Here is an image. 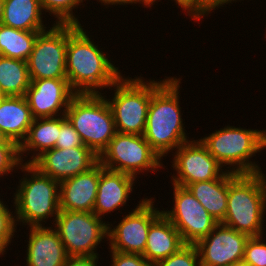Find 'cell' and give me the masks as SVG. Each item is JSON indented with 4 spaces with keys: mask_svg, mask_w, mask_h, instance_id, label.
Returning <instances> with one entry per match:
<instances>
[{
    "mask_svg": "<svg viewBox=\"0 0 266 266\" xmlns=\"http://www.w3.org/2000/svg\"><path fill=\"white\" fill-rule=\"evenodd\" d=\"M144 4L146 7H149L150 5H152L154 2H156V0H137V3Z\"/></svg>",
    "mask_w": 266,
    "mask_h": 266,
    "instance_id": "cell-39",
    "label": "cell"
},
{
    "mask_svg": "<svg viewBox=\"0 0 266 266\" xmlns=\"http://www.w3.org/2000/svg\"><path fill=\"white\" fill-rule=\"evenodd\" d=\"M30 82L27 61L0 55V93L3 96H25Z\"/></svg>",
    "mask_w": 266,
    "mask_h": 266,
    "instance_id": "cell-25",
    "label": "cell"
},
{
    "mask_svg": "<svg viewBox=\"0 0 266 266\" xmlns=\"http://www.w3.org/2000/svg\"><path fill=\"white\" fill-rule=\"evenodd\" d=\"M199 258L196 245L186 244L178 252L154 263L153 266H201Z\"/></svg>",
    "mask_w": 266,
    "mask_h": 266,
    "instance_id": "cell-28",
    "label": "cell"
},
{
    "mask_svg": "<svg viewBox=\"0 0 266 266\" xmlns=\"http://www.w3.org/2000/svg\"><path fill=\"white\" fill-rule=\"evenodd\" d=\"M111 266H153L142 254L122 253L111 250Z\"/></svg>",
    "mask_w": 266,
    "mask_h": 266,
    "instance_id": "cell-33",
    "label": "cell"
},
{
    "mask_svg": "<svg viewBox=\"0 0 266 266\" xmlns=\"http://www.w3.org/2000/svg\"><path fill=\"white\" fill-rule=\"evenodd\" d=\"M231 266H252V265L245 262L244 260H241V261H238V262L232 264Z\"/></svg>",
    "mask_w": 266,
    "mask_h": 266,
    "instance_id": "cell-41",
    "label": "cell"
},
{
    "mask_svg": "<svg viewBox=\"0 0 266 266\" xmlns=\"http://www.w3.org/2000/svg\"><path fill=\"white\" fill-rule=\"evenodd\" d=\"M160 156L143 135L116 132L108 147L99 156L104 168L137 177L144 171L163 167Z\"/></svg>",
    "mask_w": 266,
    "mask_h": 266,
    "instance_id": "cell-9",
    "label": "cell"
},
{
    "mask_svg": "<svg viewBox=\"0 0 266 266\" xmlns=\"http://www.w3.org/2000/svg\"><path fill=\"white\" fill-rule=\"evenodd\" d=\"M165 81H144L122 76L112 85L114 97L107 102L113 114L117 132L143 135L152 93ZM111 100V101H109Z\"/></svg>",
    "mask_w": 266,
    "mask_h": 266,
    "instance_id": "cell-7",
    "label": "cell"
},
{
    "mask_svg": "<svg viewBox=\"0 0 266 266\" xmlns=\"http://www.w3.org/2000/svg\"><path fill=\"white\" fill-rule=\"evenodd\" d=\"M180 83V78H165L151 95L143 136L160 158L189 141L179 106Z\"/></svg>",
    "mask_w": 266,
    "mask_h": 266,
    "instance_id": "cell-2",
    "label": "cell"
},
{
    "mask_svg": "<svg viewBox=\"0 0 266 266\" xmlns=\"http://www.w3.org/2000/svg\"><path fill=\"white\" fill-rule=\"evenodd\" d=\"M22 166V167H21ZM32 175L20 180L14 193L16 221L31 226H42L47 218L59 215L60 183L42 173L32 163L20 164L19 168Z\"/></svg>",
    "mask_w": 266,
    "mask_h": 266,
    "instance_id": "cell-5",
    "label": "cell"
},
{
    "mask_svg": "<svg viewBox=\"0 0 266 266\" xmlns=\"http://www.w3.org/2000/svg\"><path fill=\"white\" fill-rule=\"evenodd\" d=\"M100 173L101 163L98 161L88 171L61 181L60 210L93 212Z\"/></svg>",
    "mask_w": 266,
    "mask_h": 266,
    "instance_id": "cell-17",
    "label": "cell"
},
{
    "mask_svg": "<svg viewBox=\"0 0 266 266\" xmlns=\"http://www.w3.org/2000/svg\"><path fill=\"white\" fill-rule=\"evenodd\" d=\"M174 207L162 211L179 231L185 244L196 245L205 238L219 222L213 218L201 203L186 188L173 184Z\"/></svg>",
    "mask_w": 266,
    "mask_h": 266,
    "instance_id": "cell-11",
    "label": "cell"
},
{
    "mask_svg": "<svg viewBox=\"0 0 266 266\" xmlns=\"http://www.w3.org/2000/svg\"><path fill=\"white\" fill-rule=\"evenodd\" d=\"M68 24L54 23L38 34L27 60L30 79L66 77Z\"/></svg>",
    "mask_w": 266,
    "mask_h": 266,
    "instance_id": "cell-10",
    "label": "cell"
},
{
    "mask_svg": "<svg viewBox=\"0 0 266 266\" xmlns=\"http://www.w3.org/2000/svg\"><path fill=\"white\" fill-rule=\"evenodd\" d=\"M40 32L42 31H24L0 24V55L27 61Z\"/></svg>",
    "mask_w": 266,
    "mask_h": 266,
    "instance_id": "cell-26",
    "label": "cell"
},
{
    "mask_svg": "<svg viewBox=\"0 0 266 266\" xmlns=\"http://www.w3.org/2000/svg\"><path fill=\"white\" fill-rule=\"evenodd\" d=\"M185 245L179 231L161 213L150 225L142 255L153 265L178 252Z\"/></svg>",
    "mask_w": 266,
    "mask_h": 266,
    "instance_id": "cell-20",
    "label": "cell"
},
{
    "mask_svg": "<svg viewBox=\"0 0 266 266\" xmlns=\"http://www.w3.org/2000/svg\"><path fill=\"white\" fill-rule=\"evenodd\" d=\"M30 80L25 97L33 118H53L65 115L71 99L76 95L67 78ZM61 108L65 109L61 110Z\"/></svg>",
    "mask_w": 266,
    "mask_h": 266,
    "instance_id": "cell-15",
    "label": "cell"
},
{
    "mask_svg": "<svg viewBox=\"0 0 266 266\" xmlns=\"http://www.w3.org/2000/svg\"><path fill=\"white\" fill-rule=\"evenodd\" d=\"M53 222L69 256H98L97 246L108 239V224L93 212L60 210Z\"/></svg>",
    "mask_w": 266,
    "mask_h": 266,
    "instance_id": "cell-8",
    "label": "cell"
},
{
    "mask_svg": "<svg viewBox=\"0 0 266 266\" xmlns=\"http://www.w3.org/2000/svg\"><path fill=\"white\" fill-rule=\"evenodd\" d=\"M120 73L81 25L68 24L66 77L76 94H101L98 88L111 89Z\"/></svg>",
    "mask_w": 266,
    "mask_h": 266,
    "instance_id": "cell-1",
    "label": "cell"
},
{
    "mask_svg": "<svg viewBox=\"0 0 266 266\" xmlns=\"http://www.w3.org/2000/svg\"><path fill=\"white\" fill-rule=\"evenodd\" d=\"M33 120L25 96H3L0 99V130L18 146L26 138Z\"/></svg>",
    "mask_w": 266,
    "mask_h": 266,
    "instance_id": "cell-21",
    "label": "cell"
},
{
    "mask_svg": "<svg viewBox=\"0 0 266 266\" xmlns=\"http://www.w3.org/2000/svg\"><path fill=\"white\" fill-rule=\"evenodd\" d=\"M263 242L262 236L249 237L243 260L252 266H266V243Z\"/></svg>",
    "mask_w": 266,
    "mask_h": 266,
    "instance_id": "cell-30",
    "label": "cell"
},
{
    "mask_svg": "<svg viewBox=\"0 0 266 266\" xmlns=\"http://www.w3.org/2000/svg\"><path fill=\"white\" fill-rule=\"evenodd\" d=\"M6 248L7 247L0 241V256L1 254L4 255L3 253L5 252Z\"/></svg>",
    "mask_w": 266,
    "mask_h": 266,
    "instance_id": "cell-42",
    "label": "cell"
},
{
    "mask_svg": "<svg viewBox=\"0 0 266 266\" xmlns=\"http://www.w3.org/2000/svg\"><path fill=\"white\" fill-rule=\"evenodd\" d=\"M208 152L224 167L237 174L261 173V168L249 159L266 148V130H251L226 126L201 138ZM224 164V165H223ZM237 165V166H236ZM235 166V167H234Z\"/></svg>",
    "mask_w": 266,
    "mask_h": 266,
    "instance_id": "cell-4",
    "label": "cell"
},
{
    "mask_svg": "<svg viewBox=\"0 0 266 266\" xmlns=\"http://www.w3.org/2000/svg\"><path fill=\"white\" fill-rule=\"evenodd\" d=\"M27 246V266H65L69 257L52 227L31 226Z\"/></svg>",
    "mask_w": 266,
    "mask_h": 266,
    "instance_id": "cell-18",
    "label": "cell"
},
{
    "mask_svg": "<svg viewBox=\"0 0 266 266\" xmlns=\"http://www.w3.org/2000/svg\"><path fill=\"white\" fill-rule=\"evenodd\" d=\"M84 145L97 156L116 134L115 122L107 98L101 94H76L65 113Z\"/></svg>",
    "mask_w": 266,
    "mask_h": 266,
    "instance_id": "cell-6",
    "label": "cell"
},
{
    "mask_svg": "<svg viewBox=\"0 0 266 266\" xmlns=\"http://www.w3.org/2000/svg\"><path fill=\"white\" fill-rule=\"evenodd\" d=\"M19 146L17 144H0V177L20 166Z\"/></svg>",
    "mask_w": 266,
    "mask_h": 266,
    "instance_id": "cell-31",
    "label": "cell"
},
{
    "mask_svg": "<svg viewBox=\"0 0 266 266\" xmlns=\"http://www.w3.org/2000/svg\"><path fill=\"white\" fill-rule=\"evenodd\" d=\"M99 161L90 148L78 146L73 148H53L45 151L32 164L42 173L49 175L59 183L88 171Z\"/></svg>",
    "mask_w": 266,
    "mask_h": 266,
    "instance_id": "cell-16",
    "label": "cell"
},
{
    "mask_svg": "<svg viewBox=\"0 0 266 266\" xmlns=\"http://www.w3.org/2000/svg\"><path fill=\"white\" fill-rule=\"evenodd\" d=\"M136 178L126 173L113 171L101 165L93 213L102 217L124 206L133 190Z\"/></svg>",
    "mask_w": 266,
    "mask_h": 266,
    "instance_id": "cell-19",
    "label": "cell"
},
{
    "mask_svg": "<svg viewBox=\"0 0 266 266\" xmlns=\"http://www.w3.org/2000/svg\"><path fill=\"white\" fill-rule=\"evenodd\" d=\"M266 212V176L228 170V201L223 225L249 237L262 236Z\"/></svg>",
    "mask_w": 266,
    "mask_h": 266,
    "instance_id": "cell-3",
    "label": "cell"
},
{
    "mask_svg": "<svg viewBox=\"0 0 266 266\" xmlns=\"http://www.w3.org/2000/svg\"><path fill=\"white\" fill-rule=\"evenodd\" d=\"M140 202L113 229L108 224L109 249L122 253H144L150 225L162 211L154 208L152 198Z\"/></svg>",
    "mask_w": 266,
    "mask_h": 266,
    "instance_id": "cell-12",
    "label": "cell"
},
{
    "mask_svg": "<svg viewBox=\"0 0 266 266\" xmlns=\"http://www.w3.org/2000/svg\"><path fill=\"white\" fill-rule=\"evenodd\" d=\"M178 7L180 6L183 10H187L188 16L198 21V0H174Z\"/></svg>",
    "mask_w": 266,
    "mask_h": 266,
    "instance_id": "cell-36",
    "label": "cell"
},
{
    "mask_svg": "<svg viewBox=\"0 0 266 266\" xmlns=\"http://www.w3.org/2000/svg\"><path fill=\"white\" fill-rule=\"evenodd\" d=\"M98 1V0H97ZM104 5H124V4H137V0H99Z\"/></svg>",
    "mask_w": 266,
    "mask_h": 266,
    "instance_id": "cell-37",
    "label": "cell"
},
{
    "mask_svg": "<svg viewBox=\"0 0 266 266\" xmlns=\"http://www.w3.org/2000/svg\"><path fill=\"white\" fill-rule=\"evenodd\" d=\"M236 0H198V20L204 15H208L213 9L231 3ZM216 8V9H215Z\"/></svg>",
    "mask_w": 266,
    "mask_h": 266,
    "instance_id": "cell-34",
    "label": "cell"
},
{
    "mask_svg": "<svg viewBox=\"0 0 266 266\" xmlns=\"http://www.w3.org/2000/svg\"><path fill=\"white\" fill-rule=\"evenodd\" d=\"M186 188L213 218L219 223L224 220L228 201V170L220 178L191 183Z\"/></svg>",
    "mask_w": 266,
    "mask_h": 266,
    "instance_id": "cell-22",
    "label": "cell"
},
{
    "mask_svg": "<svg viewBox=\"0 0 266 266\" xmlns=\"http://www.w3.org/2000/svg\"><path fill=\"white\" fill-rule=\"evenodd\" d=\"M249 236L219 223L196 247L201 266H231L243 260Z\"/></svg>",
    "mask_w": 266,
    "mask_h": 266,
    "instance_id": "cell-14",
    "label": "cell"
},
{
    "mask_svg": "<svg viewBox=\"0 0 266 266\" xmlns=\"http://www.w3.org/2000/svg\"><path fill=\"white\" fill-rule=\"evenodd\" d=\"M16 219L12 212L0 199V241L8 248L14 232H16Z\"/></svg>",
    "mask_w": 266,
    "mask_h": 266,
    "instance_id": "cell-32",
    "label": "cell"
},
{
    "mask_svg": "<svg viewBox=\"0 0 266 266\" xmlns=\"http://www.w3.org/2000/svg\"><path fill=\"white\" fill-rule=\"evenodd\" d=\"M0 144H16V143L9 140L0 130Z\"/></svg>",
    "mask_w": 266,
    "mask_h": 266,
    "instance_id": "cell-38",
    "label": "cell"
},
{
    "mask_svg": "<svg viewBox=\"0 0 266 266\" xmlns=\"http://www.w3.org/2000/svg\"><path fill=\"white\" fill-rule=\"evenodd\" d=\"M85 146L79 133L65 115L60 116V131L57 137L55 148H73Z\"/></svg>",
    "mask_w": 266,
    "mask_h": 266,
    "instance_id": "cell-29",
    "label": "cell"
},
{
    "mask_svg": "<svg viewBox=\"0 0 266 266\" xmlns=\"http://www.w3.org/2000/svg\"><path fill=\"white\" fill-rule=\"evenodd\" d=\"M98 256H69L65 266H98Z\"/></svg>",
    "mask_w": 266,
    "mask_h": 266,
    "instance_id": "cell-35",
    "label": "cell"
},
{
    "mask_svg": "<svg viewBox=\"0 0 266 266\" xmlns=\"http://www.w3.org/2000/svg\"><path fill=\"white\" fill-rule=\"evenodd\" d=\"M172 167L177 176H172V184L182 187L200 181H210L222 177L226 172L198 140L187 141L175 152Z\"/></svg>",
    "mask_w": 266,
    "mask_h": 266,
    "instance_id": "cell-13",
    "label": "cell"
},
{
    "mask_svg": "<svg viewBox=\"0 0 266 266\" xmlns=\"http://www.w3.org/2000/svg\"><path fill=\"white\" fill-rule=\"evenodd\" d=\"M83 0H40L42 10L53 14L57 24L81 25L78 18L73 15V9L78 8Z\"/></svg>",
    "mask_w": 266,
    "mask_h": 266,
    "instance_id": "cell-27",
    "label": "cell"
},
{
    "mask_svg": "<svg viewBox=\"0 0 266 266\" xmlns=\"http://www.w3.org/2000/svg\"><path fill=\"white\" fill-rule=\"evenodd\" d=\"M59 131L60 117L34 119L26 138L19 145L21 162H24L22 155L27 151L31 150L34 153L33 156H30L32 160H27L25 163H33L45 151L55 148ZM35 151L39 152L35 153Z\"/></svg>",
    "mask_w": 266,
    "mask_h": 266,
    "instance_id": "cell-23",
    "label": "cell"
},
{
    "mask_svg": "<svg viewBox=\"0 0 266 266\" xmlns=\"http://www.w3.org/2000/svg\"><path fill=\"white\" fill-rule=\"evenodd\" d=\"M40 0H4L2 25L24 31H45Z\"/></svg>",
    "mask_w": 266,
    "mask_h": 266,
    "instance_id": "cell-24",
    "label": "cell"
},
{
    "mask_svg": "<svg viewBox=\"0 0 266 266\" xmlns=\"http://www.w3.org/2000/svg\"><path fill=\"white\" fill-rule=\"evenodd\" d=\"M3 12H4V0H0V24L2 22Z\"/></svg>",
    "mask_w": 266,
    "mask_h": 266,
    "instance_id": "cell-40",
    "label": "cell"
}]
</instances>
